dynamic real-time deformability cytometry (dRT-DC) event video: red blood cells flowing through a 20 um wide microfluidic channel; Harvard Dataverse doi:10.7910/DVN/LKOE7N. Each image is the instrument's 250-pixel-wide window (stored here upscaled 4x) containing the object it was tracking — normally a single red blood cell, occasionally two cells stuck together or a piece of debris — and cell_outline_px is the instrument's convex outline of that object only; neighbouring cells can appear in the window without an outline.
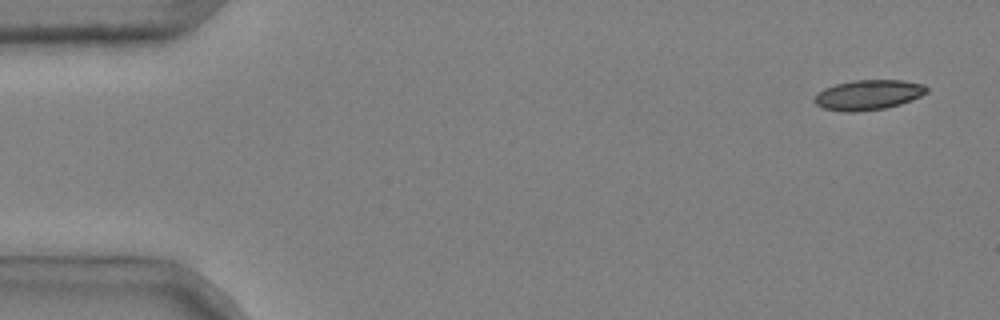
{"species": "common noctule bat (a hibernating species)", "species_latin": "Nyctalus noctula", "temperature_condition": "cold", "stored_images_in_passage": 4, "camera_frame_rate_fps": 3000, "um_per_image_px": 0.085, "animal": {"sex": "male", "body_mass_g": 20.4}, "frame": {"image": 1, "passage_image": 1, "time_ms": 0.0, "image_size_px": [1000, 320], "cell_outline_px": [[928, 92], [912, 100], [900, 104], [884, 108], [856, 112], [844, 112], [824, 108], [816, 104], [812, 100], [824, 88], [836, 84], [856, 80], [904, 80], [924, 84], [928, 88]], "centroid_in_image_um": [73.83, 8.06], "position_along_channel_um": 11.2, "area_um2": 19.59}}